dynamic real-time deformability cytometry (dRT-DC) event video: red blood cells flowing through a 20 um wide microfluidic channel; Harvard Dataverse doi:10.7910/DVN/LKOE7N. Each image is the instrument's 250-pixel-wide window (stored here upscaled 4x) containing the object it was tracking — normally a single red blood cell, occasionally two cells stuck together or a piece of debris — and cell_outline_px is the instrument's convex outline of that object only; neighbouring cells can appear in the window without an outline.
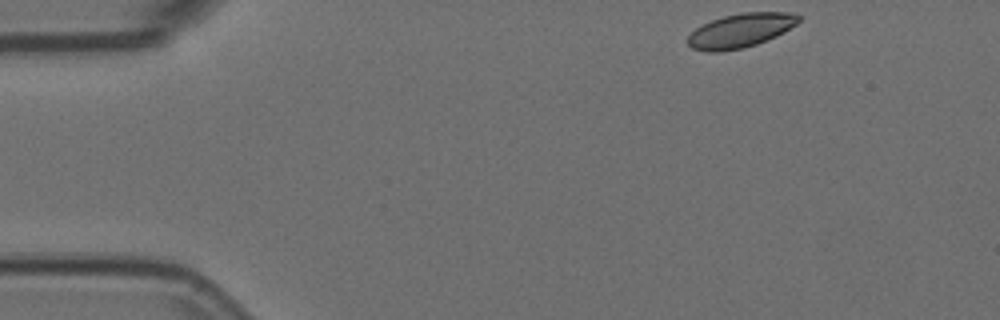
{"species": "Egyptian fruit bat (a non-hibernating species)", "species_latin": "Rousettus aegyptiacus", "temperature_condition": "room temperature", "stored_images_in_passage": 49, "camera_frame_rate_fps": 3000, "um_per_image_px": 0.085, "animal": {"sex": "female"}, "frame": {"image": 1, "passage_image": 1, "time_ms": 0.0, "image_size_px": [1000, 320], "cell_outline_px": [[800, 20], [796, 24], [784, 32], [776, 36], [756, 44], [744, 48], [720, 52], [708, 52], [692, 48], [688, 44], [688, 36], [696, 28], [712, 20], [724, 16], [740, 12], [792, 12], [800, 16]], "centroid_in_image_um": [62.96, 2.59], "position_along_channel_um": 22.0, "area_um2": 21.96}}
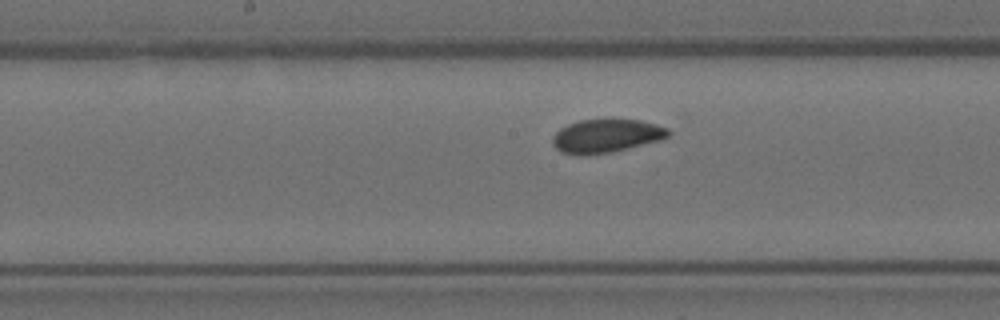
{"frame": {"image": 2, "passage_image": 22, "time_ms": 7.0, "image_size_px": [1000, 320], "cell_outline_px": [[672, 132], [664, 140], [612, 152], [580, 156], [560, 152], [552, 144], [552, 136], [560, 128], [568, 124], [580, 120], [640, 120], [656, 124], [668, 128]], "centroid_in_image_um": [51.55, 11.57], "position_along_channel_um": 196.7, "area_um2": 22.83}}
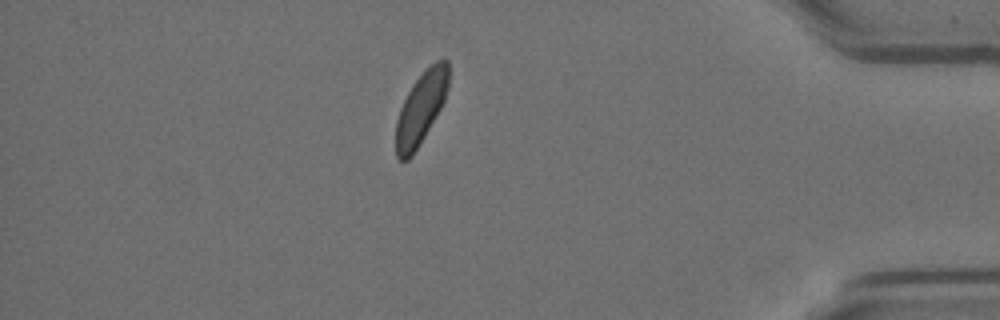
{"frame": {"image": 3, "passage_image": 42, "time_ms": 13.667, "image_size_px": [1000, 320], "cell_outline_px": [[448, 88], [444, 100], [440, 108], [424, 136], [412, 156], [408, 160], [400, 160], [396, 156], [396, 120], [400, 108], [412, 84], [436, 60], [444, 56], [448, 60]], "centroid_in_image_um": [35.78, 9.18], "position_along_channel_um": 399.4, "area_um2": 21.73}, "authors_computed_cell_mechanics": {"area_um2": 22.831, "velocity_mm_per_s": 3.6358, "shape_relaxation_time_tau1_ms": 3.2715, "shape_relaxation_time_tau2_ms": null, "deformation_change_tau1": 0.0852, "deformation_change_tau2": null}}